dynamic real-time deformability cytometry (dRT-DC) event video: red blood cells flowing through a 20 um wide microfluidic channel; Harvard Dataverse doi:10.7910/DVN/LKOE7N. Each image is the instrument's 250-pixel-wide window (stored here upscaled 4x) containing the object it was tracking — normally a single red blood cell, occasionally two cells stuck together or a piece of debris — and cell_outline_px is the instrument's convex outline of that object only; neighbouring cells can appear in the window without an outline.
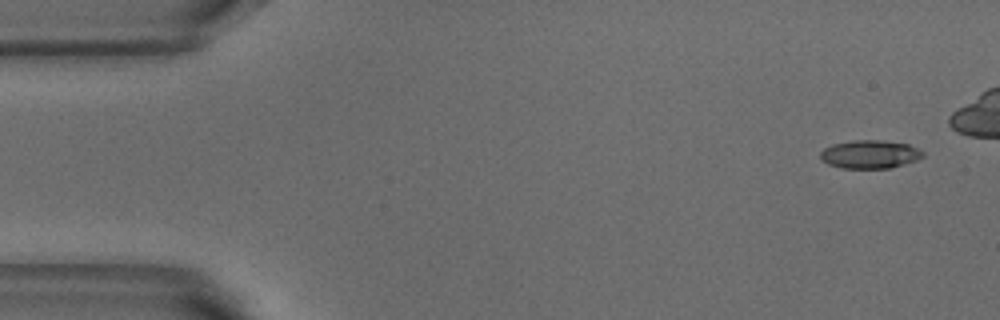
{"species": "common noctule bat (a hibernating species)", "species_latin": "Nyctalus noctula", "temperature_condition": "warm", "stored_images_in_passage": 5, "camera_frame_rate_fps": 3000, "um_per_image_px": 0.085, "animal": {"sex": "male", "body_mass_g": 18.8}, "frame": {"image": 1, "passage_image": 1, "time_ms": 0.0, "image_size_px": [1000, 320], "cell_outline_px": [[924, 156], [916, 160], [904, 164], [888, 168], [840, 168], [828, 164], [820, 160], [820, 152], [824, 148], [832, 144], [852, 140], [880, 140], [908, 144], [924, 152]], "centroid_in_image_um": [73.9, 13.11], "position_along_channel_um": 11.1, "area_um2": 16.94}}